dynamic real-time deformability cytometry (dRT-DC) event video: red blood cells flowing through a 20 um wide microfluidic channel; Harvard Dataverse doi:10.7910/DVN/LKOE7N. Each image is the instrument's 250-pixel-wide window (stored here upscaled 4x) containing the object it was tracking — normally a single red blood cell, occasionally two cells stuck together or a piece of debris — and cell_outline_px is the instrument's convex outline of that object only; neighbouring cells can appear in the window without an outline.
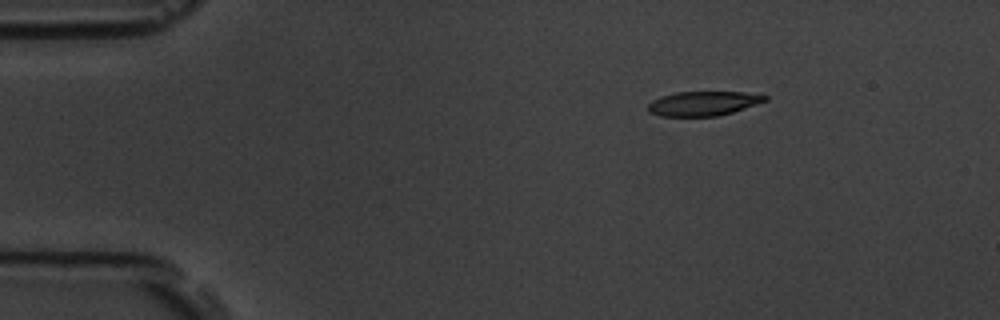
{"species": "common noctule bat (a hibernating species)", "species_latin": "Nyctalus noctula", "temperature_condition": "room temperature", "stored_images_in_passage": 5, "camera_frame_rate_fps": 3000, "um_per_image_px": 0.085, "animal": {"sex": "male", "body_mass_g": 19.5, "forearm_length_mm": 54.6}, "frame": {"image": 1, "passage_image": 5, "time_ms": 5.0, "image_size_px": [1000, 320], "cell_outline_px": [[768, 100], [732, 112], [716, 116], [660, 116], [652, 112], [648, 108], [648, 104], [652, 100], [660, 96], [676, 92], [744, 92], [768, 96]], "centroid_in_image_um": [59.77, 8.79], "position_along_channel_um": 25.2, "area_um2": 16.47}}